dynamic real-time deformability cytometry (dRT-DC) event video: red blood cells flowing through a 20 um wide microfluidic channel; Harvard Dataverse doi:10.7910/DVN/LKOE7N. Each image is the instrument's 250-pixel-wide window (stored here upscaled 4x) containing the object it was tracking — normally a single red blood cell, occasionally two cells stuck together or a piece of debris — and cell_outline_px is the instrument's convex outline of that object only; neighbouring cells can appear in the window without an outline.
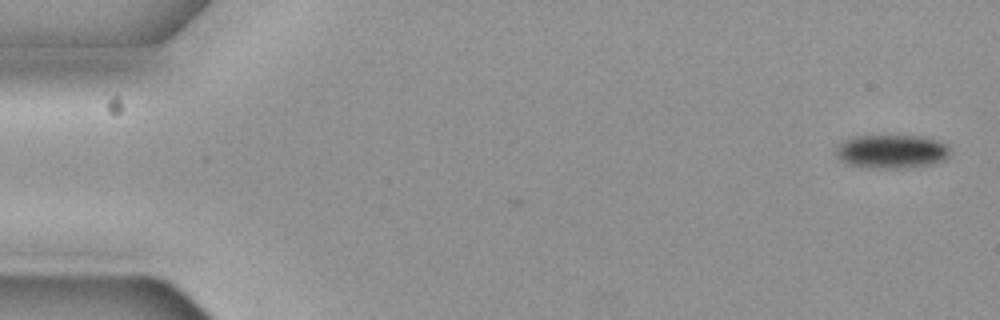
{"species": "common noctule bat (a hibernating species)", "species_latin": "Nyctalus noctula", "temperature_condition": "cold", "stored_images_in_passage": 3, "camera_frame_rate_fps": 3000, "um_per_image_px": 0.085, "animal": {"sex": "female", "body_mass_g": 19.3, "forearm_length_mm": 54.1}, "frame": {"image": 1, "passage_image": 1, "time_ms": 0.0, "image_size_px": [1000, 320], "cell_outline_px": [[952, 152], [944, 160], [932, 164], [912, 168], [868, 168], [844, 164], [832, 152], [844, 140], [856, 136], [924, 136], [948, 144]], "centroid_in_image_um": [75.79, 12.89], "position_along_channel_um": 9.2, "area_um2": 22.95}}